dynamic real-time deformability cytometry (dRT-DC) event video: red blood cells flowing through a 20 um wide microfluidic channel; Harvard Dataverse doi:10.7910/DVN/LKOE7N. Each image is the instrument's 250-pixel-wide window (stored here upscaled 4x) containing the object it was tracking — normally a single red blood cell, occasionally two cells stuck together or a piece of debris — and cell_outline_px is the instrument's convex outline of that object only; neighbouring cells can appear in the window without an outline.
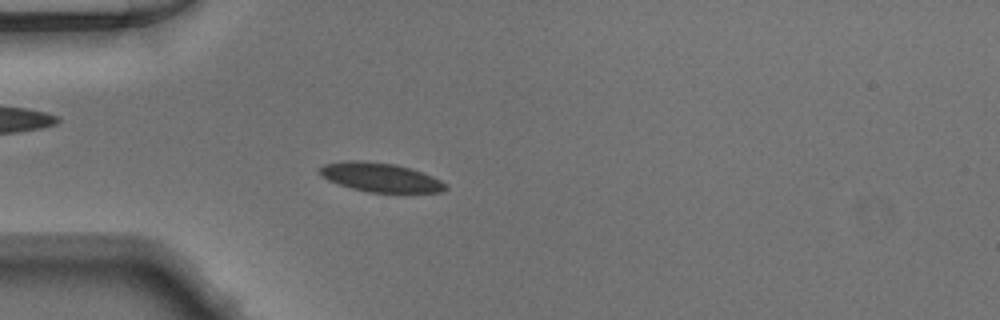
{"species": "Egyptian fruit bat (a non-hibernating species)", "species_latin": "Rousettus aegyptiacus", "temperature_condition": "warm", "stored_images_in_passage": 49, "camera_frame_rate_fps": 3000, "um_per_image_px": 0.085, "animal": {"sex": "male"}, "frame": {"image": 1, "passage_image": 14, "time_ms": 4.333, "image_size_px": [1000, 320], "cell_outline_px": [[448, 188], [440, 192], [368, 192], [352, 188], [328, 180], [320, 172], [320, 168], [324, 164], [344, 160], [360, 160], [396, 164], [412, 168], [432, 176], [448, 184]], "centroid_in_image_um": [32.37, 15.06], "position_along_channel_um": 52.6, "area_um2": 21.21}}
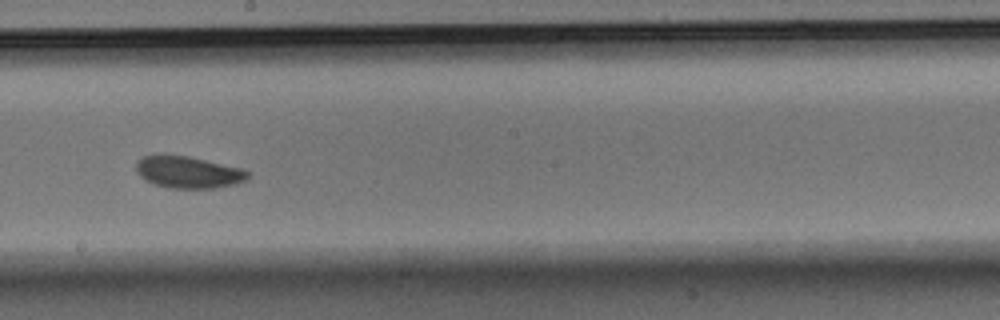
{"frame": {"image": 2, "passage_image": 28, "time_ms": 9.0, "image_size_px": [1000, 320], "cell_outline_px": [[248, 180], [236, 184], [216, 188], [168, 188], [152, 184], [144, 180], [136, 172], [136, 160], [144, 156], [156, 152], [160, 152], [188, 156], [240, 168], [248, 172]], "centroid_in_image_um": [15.91, 14.61], "position_along_channel_um": 232.3, "area_um2": 21.33}}
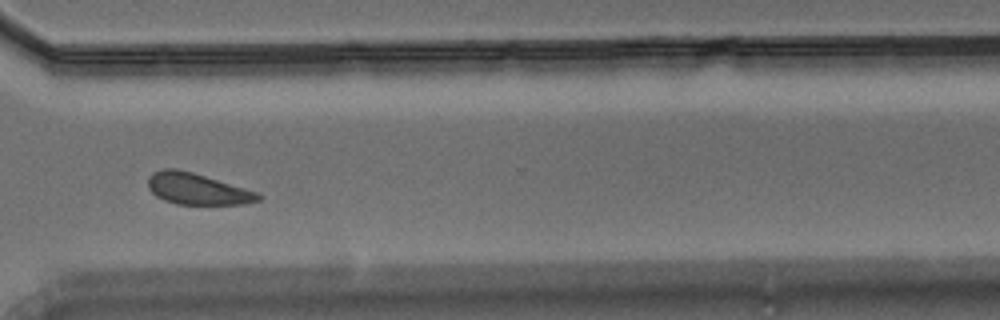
{"frame": {"image": 3, "passage_image": 37, "time_ms": 12.0, "image_size_px": [1000, 320], "cell_outline_px": [[264, 196], [260, 200], [244, 204], [176, 204], [164, 200], [156, 196], [148, 188], [148, 176], [152, 172], [164, 168], [176, 168], [192, 172], [244, 188], [256, 192]], "centroid_in_image_um": [16.73, 16.05], "position_along_channel_um": 353.9, "area_um2": 20.06}}